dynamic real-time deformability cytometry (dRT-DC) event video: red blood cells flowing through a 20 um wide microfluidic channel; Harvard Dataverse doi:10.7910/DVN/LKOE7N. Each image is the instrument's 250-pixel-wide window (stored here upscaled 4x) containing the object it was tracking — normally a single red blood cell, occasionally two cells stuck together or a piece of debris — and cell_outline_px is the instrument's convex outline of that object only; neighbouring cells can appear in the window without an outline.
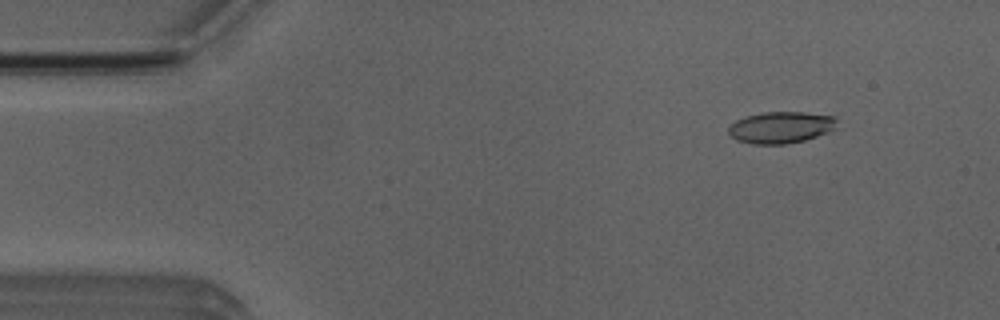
{"species": "Egyptian fruit bat (a non-hibernating species)", "species_latin": "Rousettus aegyptiacus", "temperature_condition": "room temperature", "stored_images_in_passage": 51, "camera_frame_rate_fps": 3000, "um_per_image_px": 0.085, "animal": {"sex": "male"}, "frame": {"image": 1, "passage_image": 4, "time_ms": 1.0, "image_size_px": [1000, 320], "cell_outline_px": [[836, 128], [828, 132], [804, 140], [784, 144], [752, 144], [736, 140], [728, 132], [728, 128], [736, 120], [748, 116], [764, 112], [804, 112], [836, 116]], "centroid_in_image_um": [66.39, 10.83], "position_along_channel_um": 18.6, "area_um2": 19.88}}
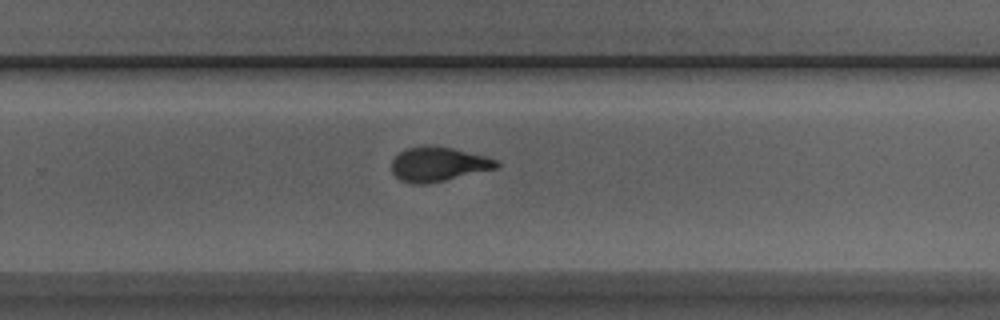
{"frame": {"image": 2, "passage_image": 32, "time_ms": 10.333, "image_size_px": [1000, 320], "cell_outline_px": [[500, 164], [496, 168], [444, 180], [424, 184], [412, 184], [400, 180], [392, 172], [392, 160], [400, 152], [408, 148], [432, 144], [452, 148], [484, 156], [496, 160]], "centroid_in_image_um": [37.21, 13.95], "position_along_channel_um": 292.6, "area_um2": 20.75}}
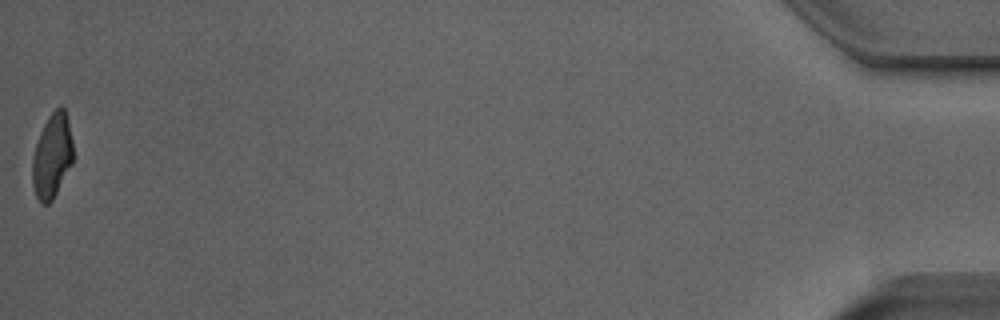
{"frame": {"image": 3, "passage_image": 51, "time_ms": 16.667, "image_size_px": [1000, 320], "cell_outline_px": [[72, 164], [52, 200], [48, 204], [40, 204], [36, 196], [32, 184], [32, 156], [40, 132], [48, 116], [60, 104], [64, 108], [68, 120], [72, 140]], "centroid_in_image_um": [4.41, 13.25], "position_along_channel_um": 430.8, "area_um2": 20.06}, "authors_computed_cell_mechanics": {"area_um2": 20.808, "velocity_mm_per_s": 3.8547, "shape_relaxation_time_tau1_ms": 5.178, "shape_relaxation_time_tau2_ms": 1.1285, "deformation_change_tau1": 0.1884, "deformation_change_tau2": 0.0682}}